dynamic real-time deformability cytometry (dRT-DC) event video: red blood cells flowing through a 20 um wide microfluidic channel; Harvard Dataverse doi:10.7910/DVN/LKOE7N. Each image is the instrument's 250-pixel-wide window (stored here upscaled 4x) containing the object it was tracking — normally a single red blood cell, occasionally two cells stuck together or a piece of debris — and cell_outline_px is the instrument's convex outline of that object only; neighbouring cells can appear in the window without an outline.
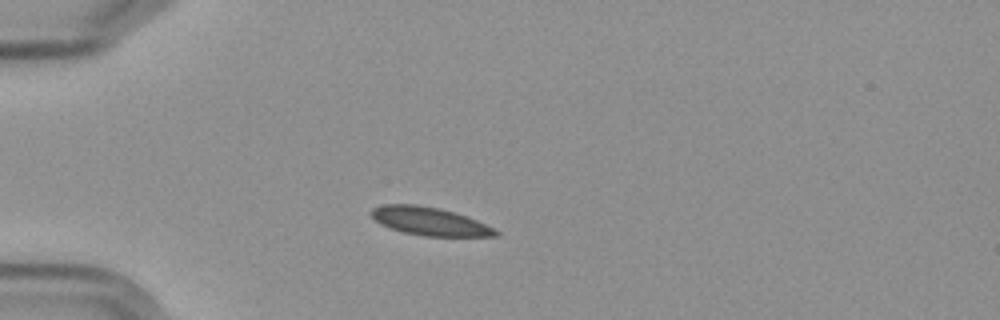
{"species": "Egyptian fruit bat (a non-hibernating species)", "species_latin": "Rousettus aegyptiacus", "temperature_condition": "cold", "stored_images_in_passage": 5, "camera_frame_rate_fps": 3000, "um_per_image_px": 0.085, "frame": {"image": 1, "passage_image": 2, "time_ms": 1.0, "image_size_px": [1000, 320], "cell_outline_px": [[500, 236], [424, 236], [404, 232], [388, 228], [380, 224], [368, 212], [372, 208], [384, 204], [416, 204], [436, 208], [452, 212], [476, 220], [500, 232]], "centroid_in_image_um": [36.46, 18.81], "position_along_channel_um": 48.5, "area_um2": 20.17}}
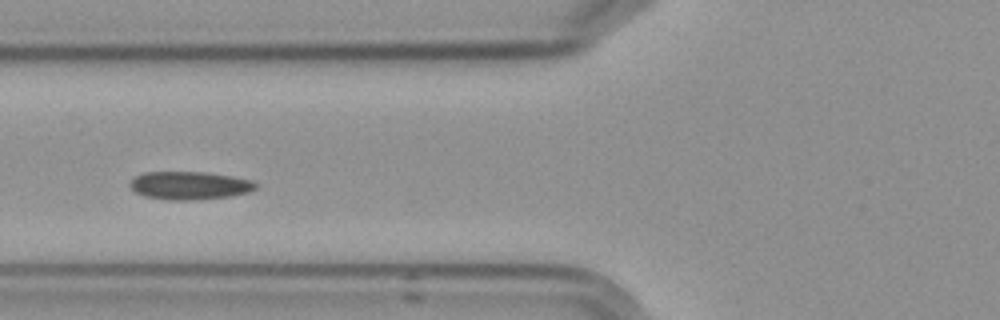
{"frame": {"image": 2, "passage_image": 4, "time_ms": 3.333, "image_size_px": [1000, 320], "cell_outline_px": [[256, 188], [248, 192], [232, 196], [192, 200], [168, 200], [144, 196], [136, 192], [128, 184], [136, 176], [144, 172], [208, 172], [232, 176], [252, 180], [256, 184]], "centroid_in_image_um": [16.12, 15.76], "position_along_channel_um": 109.7, "area_um2": 20.58}}
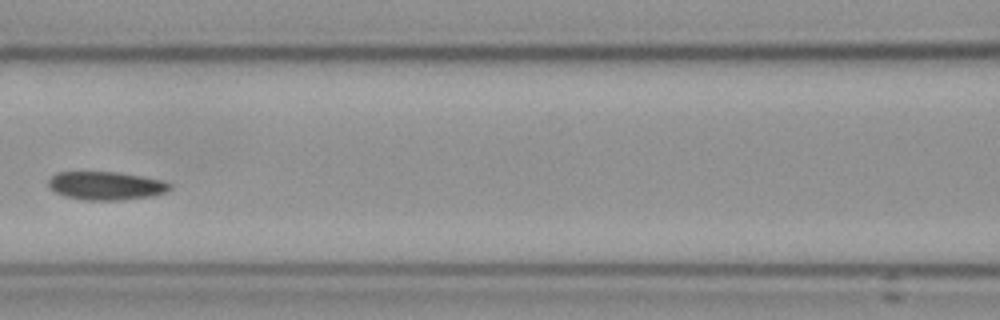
{"frame": {"image": 3, "passage_image": 5, "time_ms": 4.667, "image_size_px": [1000, 320], "cell_outline_px": [[172, 188], [164, 192], [152, 196], [116, 200], [84, 200], [64, 196], [48, 188], [48, 180], [56, 172], [120, 172], [164, 180], [172, 184]], "centroid_in_image_um": [9.0, 15.78], "position_along_channel_um": 157.6, "area_um2": 20.17}}